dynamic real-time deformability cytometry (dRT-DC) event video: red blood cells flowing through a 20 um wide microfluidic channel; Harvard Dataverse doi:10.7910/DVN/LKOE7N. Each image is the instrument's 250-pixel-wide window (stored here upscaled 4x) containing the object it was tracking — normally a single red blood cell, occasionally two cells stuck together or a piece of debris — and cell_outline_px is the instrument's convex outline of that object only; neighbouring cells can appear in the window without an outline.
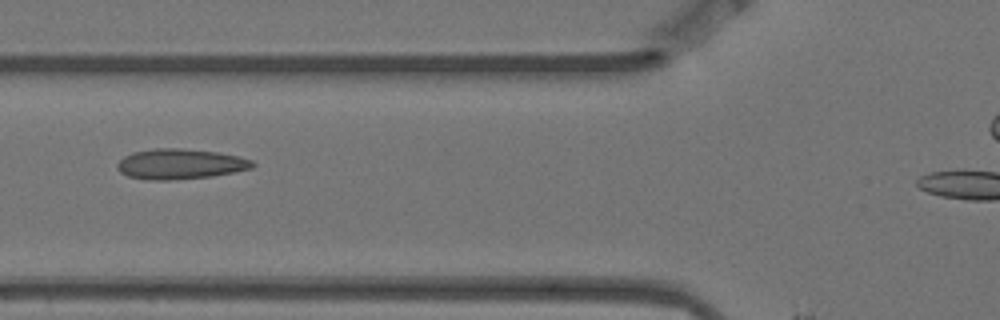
{"species": "Egyptian fruit bat (a non-hibernating species)", "species_latin": "Rousettus aegyptiacus", "temperature_condition": "warm", "stored_images_in_passage": 6, "camera_frame_rate_fps": 3000, "um_per_image_px": 0.085, "animal": {"sex": "female"}, "frame": {"image": 1, "passage_image": 3, "time_ms": 0.667, "image_size_px": [1000, 320], "cell_outline_px": [[256, 164], [252, 168], [212, 176], [168, 180], [148, 180], [128, 176], [120, 172], [116, 168], [116, 164], [124, 156], [132, 152], [156, 148], [180, 148], [216, 152], [240, 156], [252, 160]], "centroid_in_image_um": [15.29, 13.94], "position_along_channel_um": 110.5, "area_um2": 23.87}}
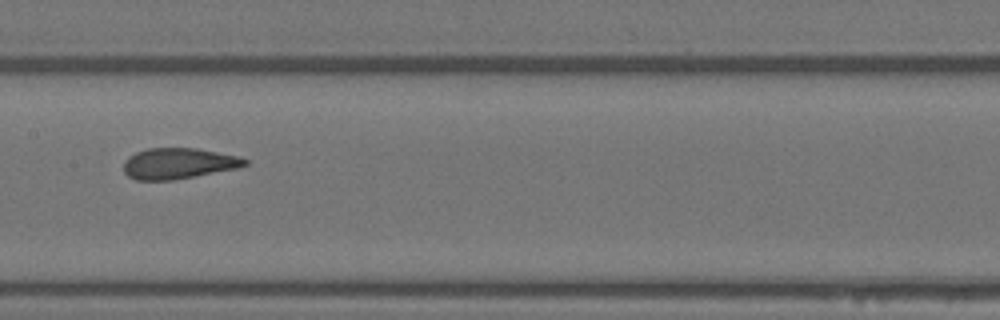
{"frame": {"image": 2, "passage_image": 5, "time_ms": 1.333, "image_size_px": [1000, 320], "cell_outline_px": [[248, 164], [240, 168], [172, 180], [136, 180], [128, 176], [124, 172], [124, 160], [128, 156], [136, 152], [148, 148], [196, 148], [240, 156], [248, 160]], "centroid_in_image_um": [15.18, 13.89], "position_along_channel_um": 192.2, "area_um2": 21.96}}
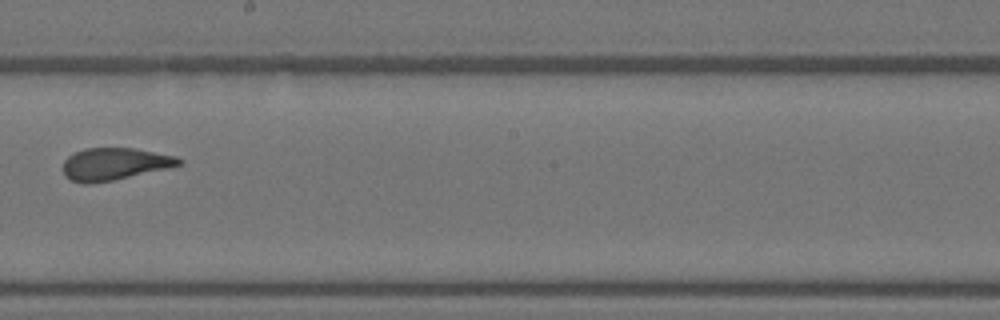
{"frame": {"image": 3, "passage_image": 6, "time_ms": 1.667, "image_size_px": [1000, 320], "cell_outline_px": [[184, 164], [172, 168], [112, 180], [88, 184], [84, 184], [72, 180], [64, 176], [64, 160], [68, 156], [84, 148], [136, 148], [176, 156], [184, 160]], "centroid_in_image_um": [9.8, 13.93], "position_along_channel_um": 238.4, "area_um2": 21.96}}